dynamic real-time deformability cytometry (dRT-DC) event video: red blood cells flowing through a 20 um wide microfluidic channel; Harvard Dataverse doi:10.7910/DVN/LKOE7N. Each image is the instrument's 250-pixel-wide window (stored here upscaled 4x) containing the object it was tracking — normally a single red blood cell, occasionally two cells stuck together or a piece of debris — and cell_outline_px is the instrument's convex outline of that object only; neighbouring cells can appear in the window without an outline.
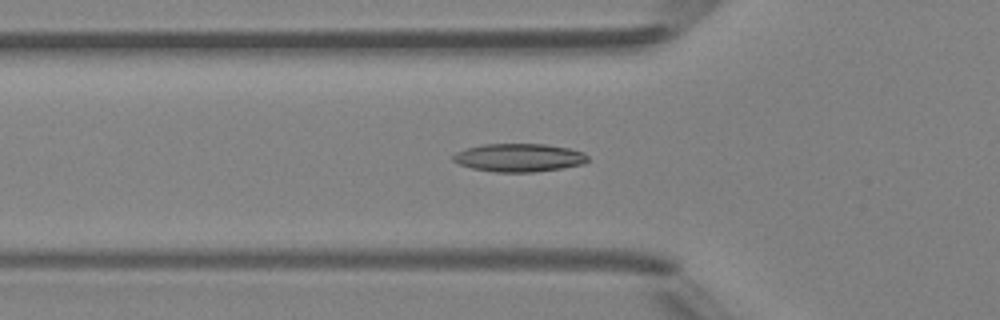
{"species": "Egyptian fruit bat (a non-hibernating species)", "species_latin": "Rousettus aegyptiacus", "temperature_condition": "room temperature", "stored_images_in_passage": 33, "camera_frame_rate_fps": 3000, "um_per_image_px": 0.085, "animal": {"sex": "female"}, "frame": {"image": 1, "passage_image": 4, "time_ms": 1.0, "image_size_px": [1000, 320], "cell_outline_px": [[588, 160], [584, 164], [536, 172], [496, 172], [472, 168], [460, 164], [452, 160], [452, 156], [456, 152], [468, 148], [484, 144], [544, 144], [568, 148], [584, 152], [588, 156]], "centroid_in_image_um": [44.13, 13.4], "position_along_channel_um": 81.7, "area_um2": 22.02}}
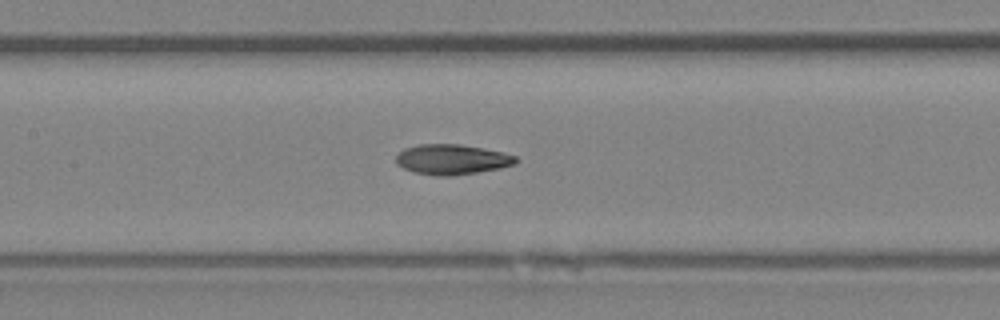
{"frame": {"image": 2, "passage_image": 10, "time_ms": 3.0, "image_size_px": [1000, 320], "cell_outline_px": [[520, 160], [516, 164], [500, 168], [452, 176], [436, 176], [412, 172], [396, 164], [396, 156], [404, 148], [420, 144], [460, 144], [500, 152], [516, 156]], "centroid_in_image_um": [38.4, 13.56], "position_along_channel_um": 169.0, "area_um2": 21.04}}
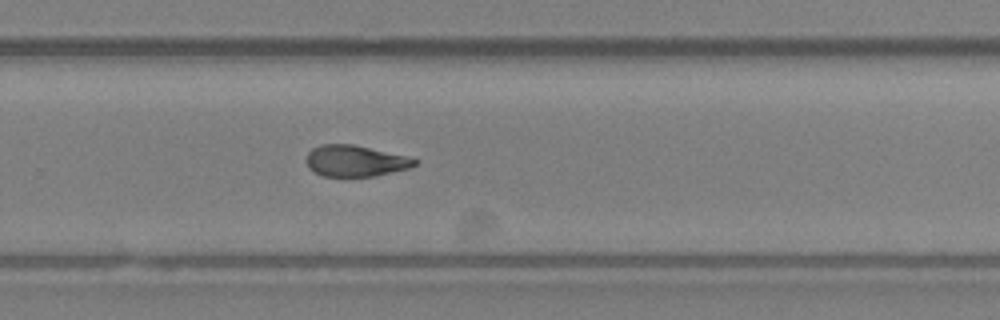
{"frame": {"image": 3, "passage_image": 19, "time_ms": 6.0, "image_size_px": [1000, 320], "cell_outline_px": [[416, 164], [408, 168], [372, 176], [324, 176], [308, 168], [304, 160], [308, 152], [312, 148], [320, 144], [352, 144], [404, 156], [416, 160]], "centroid_in_image_um": [30.09, 13.67], "position_along_channel_um": 299.7, "area_um2": 19.36}}